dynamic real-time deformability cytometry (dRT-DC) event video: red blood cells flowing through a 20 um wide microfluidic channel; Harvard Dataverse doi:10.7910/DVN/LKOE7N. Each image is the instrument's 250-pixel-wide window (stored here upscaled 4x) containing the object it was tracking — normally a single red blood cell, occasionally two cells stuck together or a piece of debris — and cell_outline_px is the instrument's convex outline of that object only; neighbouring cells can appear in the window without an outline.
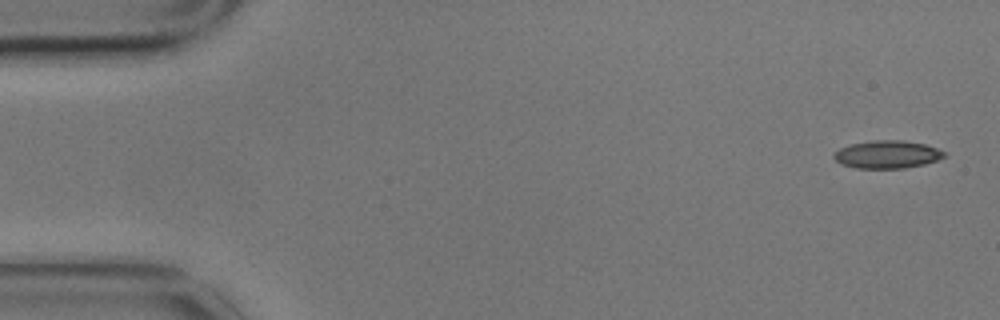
{"species": "common noctule bat (a hibernating species)", "species_latin": "Nyctalus noctula", "temperature_condition": "cold", "stored_images_in_passage": 6, "segment_of_instrument_passage": [1, 2], "camera_frame_rate_fps": 3000, "um_per_image_px": 0.085, "animal": {"sex": "male", "body_mass_g": 17.9}, "frame": {"image": 1, "passage_image": 1, "time_ms": 0.0, "image_size_px": [1000, 320], "cell_outline_px": [[944, 156], [936, 160], [924, 164], [904, 168], [856, 168], [840, 164], [832, 156], [840, 148], [852, 144], [872, 140], [904, 140], [924, 144], [936, 148], [944, 152]], "centroid_in_image_um": [75.38, 13.13], "position_along_channel_um": 9.6, "area_um2": 17.69}}
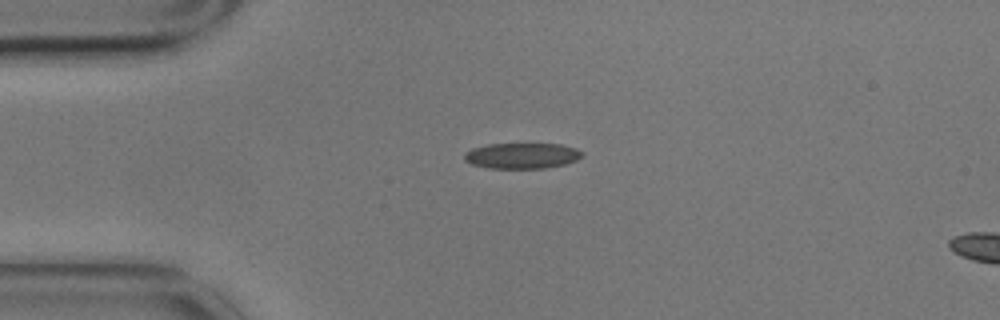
{"frame": {"image": 2, "passage_image": 4, "time_ms": 1.0, "image_size_px": [1000, 320], "cell_outline_px": [[584, 152], [576, 160], [564, 164], [544, 168], [488, 168], [472, 164], [464, 160], [464, 156], [472, 148], [488, 144], [560, 144], [576, 148]], "centroid_in_image_um": [44.36, 13.23], "position_along_channel_um": 40.6, "area_um2": 17.46}}